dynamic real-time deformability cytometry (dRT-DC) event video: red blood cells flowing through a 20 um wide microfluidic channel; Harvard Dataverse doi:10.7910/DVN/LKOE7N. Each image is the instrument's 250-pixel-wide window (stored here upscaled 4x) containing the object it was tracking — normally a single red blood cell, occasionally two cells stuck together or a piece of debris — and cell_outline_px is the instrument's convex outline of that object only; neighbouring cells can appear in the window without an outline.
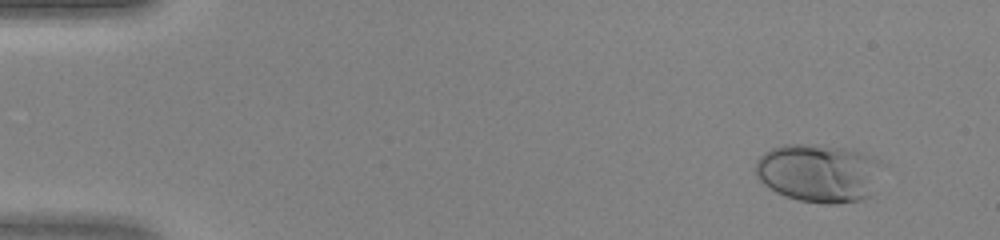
{"species": "human", "species_latin": "Homo sapiens", "temperature_condition": "warm", "stored_images_in_passage": 13, "camera_frame_rate_fps": 3000, "um_per_image_px": 0.085, "donor": {"sex": "female"}, "frame": {"image": 1, "passage_image": 1, "time_ms": 0.0, "image_size_px": [1000, 240], "cell_outline_px": [[888, 164], [872, 196], [860, 200], [836, 204], [824, 204], [800, 200], [776, 192], [764, 184], [760, 180], [756, 172], [756, 160], [764, 152], [772, 148], [784, 144], [816, 144], [844, 148], [856, 152]], "centroid_in_image_um": [69.67, 14.71], "position_along_channel_um": 15.3, "area_um2": 43.64}}